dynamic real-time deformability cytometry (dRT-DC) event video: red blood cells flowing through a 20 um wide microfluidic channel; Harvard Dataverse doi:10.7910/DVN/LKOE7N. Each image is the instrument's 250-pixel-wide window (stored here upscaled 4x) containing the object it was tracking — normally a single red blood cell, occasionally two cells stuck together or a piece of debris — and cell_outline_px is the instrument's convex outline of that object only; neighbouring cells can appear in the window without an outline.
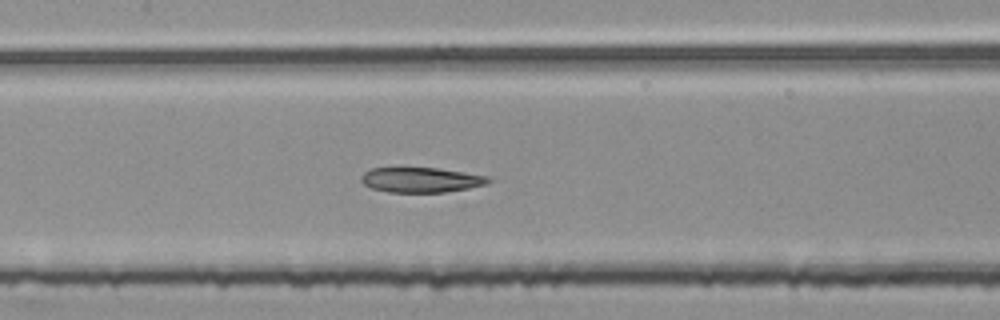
{"species": "common noctule bat (a hibernating species)", "species_latin": "Nyctalus noctula", "temperature_condition": "room temperature", "stored_images_in_passage": 52, "segment_of_instrument_passage": [2, 2], "camera_frame_rate_fps": 3000, "um_per_image_px": 0.085, "animal": {"sex": "female", "body_mass_g": 25.1}, "frame": {"image": 1, "passage_image": 25, "time_ms": 8.0, "image_size_px": [1000, 320], "cell_outline_px": [[492, 180], [488, 184], [468, 188], [444, 192], [388, 192], [372, 188], [364, 184], [360, 180], [360, 176], [364, 172], [372, 168], [436, 168], [488, 176]], "centroid_in_image_um": [35.78, 15.29], "position_along_channel_um": 171.6, "area_um2": 18.44}}
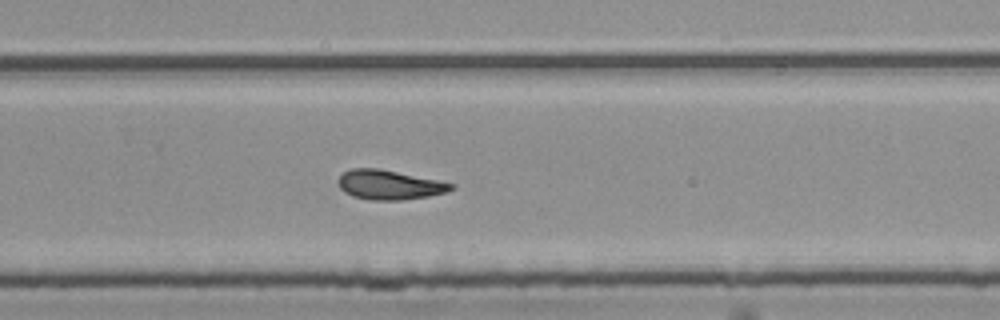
{"frame": {"image": 2, "passage_image": 35, "time_ms": 11.333, "image_size_px": [1000, 320], "cell_outline_px": [[456, 188], [444, 192], [428, 196], [400, 200], [372, 200], [352, 196], [344, 192], [340, 188], [336, 180], [344, 172], [352, 168], [380, 168], [456, 184]], "centroid_in_image_um": [33.07, 15.7], "position_along_channel_um": 296.7, "area_um2": 19.42}}
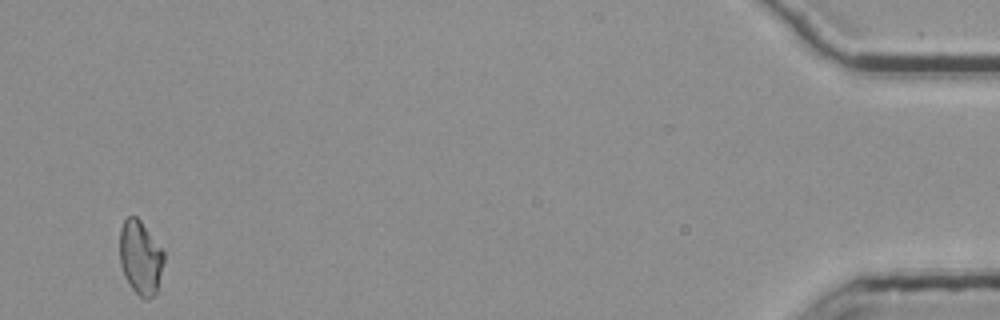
{"frame": {"image": 3, "passage_image": 52, "time_ms": 17.0, "image_size_px": [1000, 320], "cell_outline_px": [[164, 260], [156, 292], [148, 300], [144, 300], [128, 284], [124, 276], [120, 264], [120, 228], [124, 220], [128, 216], [136, 216], [140, 220], [164, 252]], "centroid_in_image_um": [11.92, 21.9], "position_along_channel_um": 423.3, "area_um2": 18.9}}